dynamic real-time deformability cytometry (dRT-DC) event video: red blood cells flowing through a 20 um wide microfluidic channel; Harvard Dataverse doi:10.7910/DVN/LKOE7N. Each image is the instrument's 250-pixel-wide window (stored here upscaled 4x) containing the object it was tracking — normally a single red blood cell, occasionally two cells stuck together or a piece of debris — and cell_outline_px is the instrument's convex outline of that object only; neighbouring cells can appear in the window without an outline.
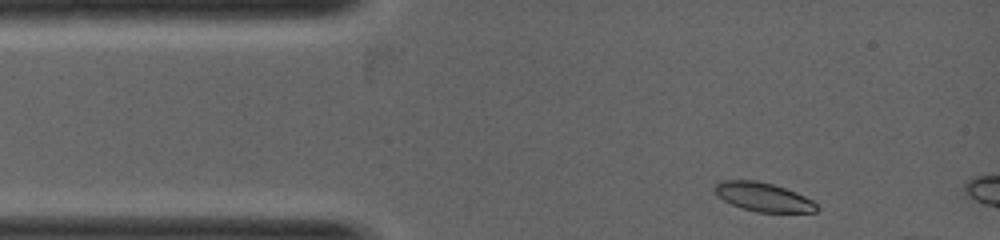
{"species": "common noctule bat (a hibernating species)", "species_latin": "Nyctalus noctula", "temperature_condition": "warm", "stored_images_in_passage": 2, "camera_frame_rate_fps": 5000, "um_per_image_px": 0.085, "animal": {"sex": "female", "body_mass_g": 19.0, "forearm_length_mm": 53.3}, "frame": {"image": 1, "passage_image": 1, "time_ms": 0.0, "image_size_px": [1000, 240], "cell_outline_px": [[820, 208], [816, 212], [756, 212], [732, 204], [724, 200], [712, 188], [720, 180], [756, 180], [772, 184], [796, 192], [812, 200]], "centroid_in_image_um": [64.89, 16.74], "position_along_channel_um": 20.1, "area_um2": 16.99}}